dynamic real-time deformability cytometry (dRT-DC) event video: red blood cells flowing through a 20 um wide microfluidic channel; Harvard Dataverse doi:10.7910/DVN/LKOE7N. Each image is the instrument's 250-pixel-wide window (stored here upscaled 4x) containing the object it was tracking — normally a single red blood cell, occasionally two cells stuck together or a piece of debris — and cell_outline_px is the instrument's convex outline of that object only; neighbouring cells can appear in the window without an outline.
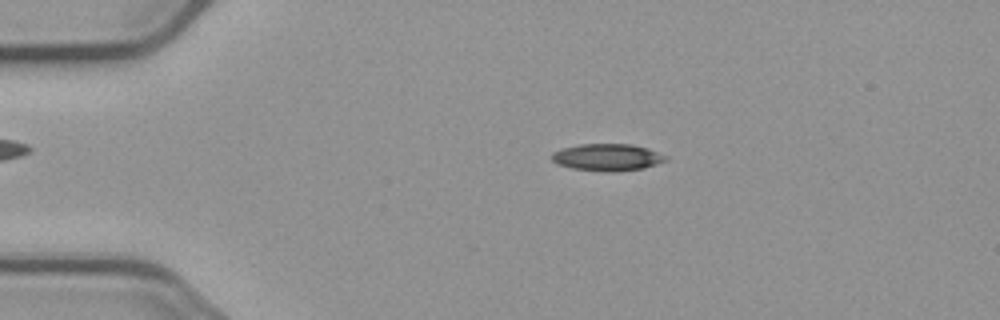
{"species": "common noctule bat (a hibernating species)", "species_latin": "Nyctalus noctula", "temperature_condition": "cold", "stored_images_in_passage": 8, "camera_frame_rate_fps": 3000, "um_per_image_px": 0.085, "animal": {"sex": "male", "body_mass_g": 23.1, "forearm_length_mm": 52.7}, "frame": {"image": 1, "passage_image": 4, "time_ms": 3.667, "image_size_px": [1000, 320], "cell_outline_px": [[668, 160], [644, 168], [612, 172], [608, 172], [572, 168], [556, 164], [552, 160], [552, 152], [564, 148], [580, 144], [632, 144], [648, 148], [668, 156]], "centroid_in_image_um": [51.65, 13.37], "position_along_channel_um": 33.4, "area_um2": 17.98}}
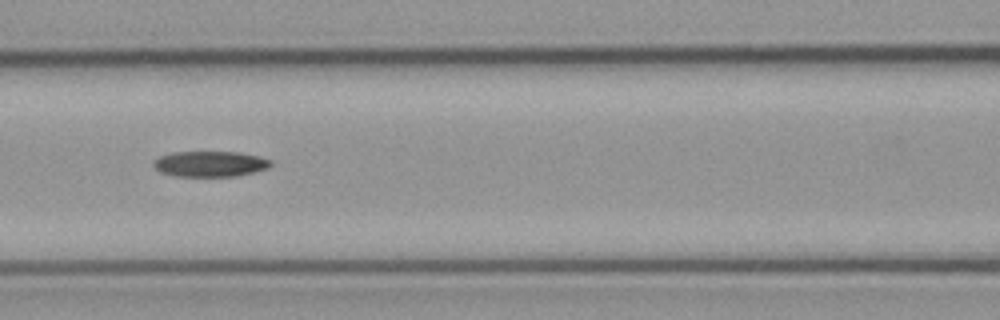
{"frame": {"image": 2, "passage_image": 7, "time_ms": 8.0, "image_size_px": [1000, 320], "cell_outline_px": [[272, 164], [268, 168], [236, 176], [176, 176], [160, 172], [152, 164], [160, 156], [172, 152], [236, 152], [256, 156], [272, 160]], "centroid_in_image_um": [17.85, 13.93], "position_along_channel_um": 148.8, "area_um2": 17.28}}
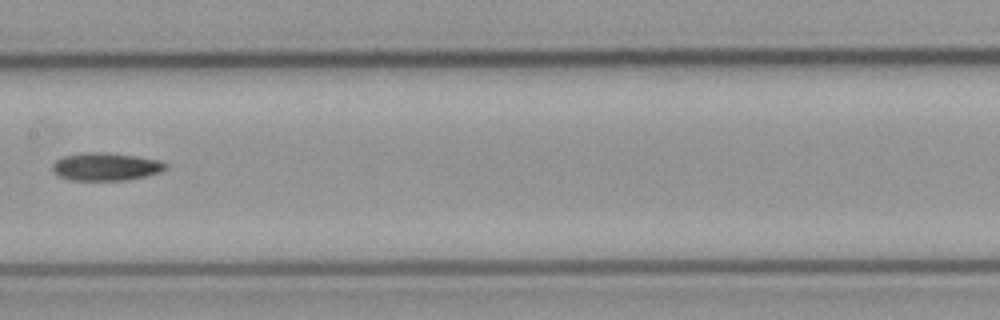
{"frame": {"image": 3, "passage_image": 8, "time_ms": 9.333, "image_size_px": [1000, 320], "cell_outline_px": [[168, 168], [160, 172], [144, 176], [124, 180], [68, 180], [52, 172], [52, 164], [56, 160], [64, 156], [84, 152], [108, 152], [136, 156], [160, 160], [168, 164]], "centroid_in_image_um": [8.99, 14.16], "position_along_channel_um": 198.4, "area_um2": 18.5}}